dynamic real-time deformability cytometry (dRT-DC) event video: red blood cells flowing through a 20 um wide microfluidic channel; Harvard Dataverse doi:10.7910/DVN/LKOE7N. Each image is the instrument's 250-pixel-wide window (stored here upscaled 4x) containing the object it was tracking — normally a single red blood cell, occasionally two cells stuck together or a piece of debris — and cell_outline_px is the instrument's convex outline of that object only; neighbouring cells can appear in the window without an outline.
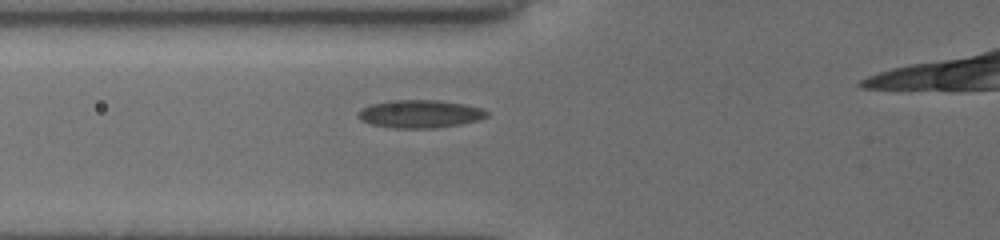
{"species": "common noctule bat (a hibernating species)", "species_latin": "Nyctalus noctula", "temperature_condition": "cold", "stored_images_in_passage": 23, "segment_of_instrument_passage": [1, 2], "camera_frame_rate_fps": 3000, "um_per_image_px": 0.085, "animal": {"sex": "female", "body_mass_g": 19.5, "forearm_length_mm": 54.1}, "frame": {"image": 1, "passage_image": 2, "time_ms": 0.333, "image_size_px": [1000, 240], "cell_outline_px": [[488, 116], [476, 120], [460, 124], [436, 128], [392, 128], [372, 124], [360, 120], [356, 116], [356, 112], [360, 108], [372, 104], [388, 100], [440, 100], [464, 104], [480, 108], [488, 112]], "centroid_in_image_um": [35.63, 9.68], "position_along_channel_um": 90.2, "area_um2": 21.04}}
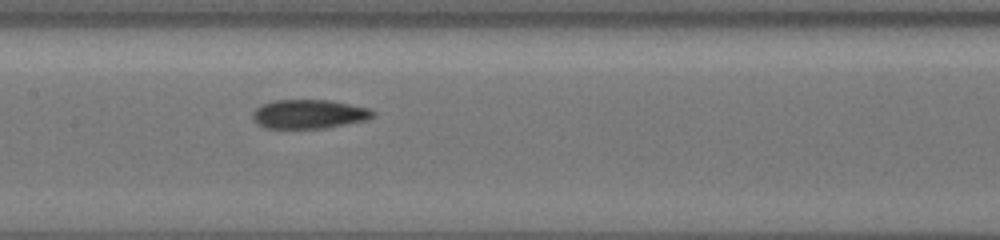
{"frame": {"image": 2, "passage_image": 9, "time_ms": 2.667, "image_size_px": [1000, 240], "cell_outline_px": [[376, 116], [364, 120], [324, 128], [264, 128], [252, 116], [252, 112], [260, 104], [276, 100], [328, 100], [368, 108], [376, 112]], "centroid_in_image_um": [26.25, 9.69], "position_along_channel_um": 181.1, "area_um2": 20.11}}
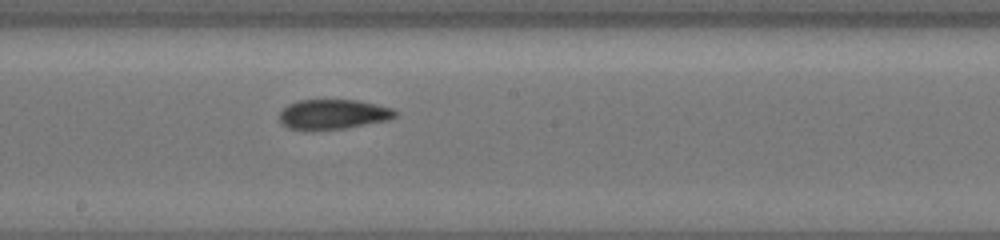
{"frame": {"image": 3, "passage_image": 12, "time_ms": 3.667, "image_size_px": [1000, 240], "cell_outline_px": [[400, 112], [396, 116], [388, 120], [344, 128], [288, 128], [280, 120], [280, 112], [288, 104], [300, 100], [356, 100], [376, 104], [392, 108]], "centroid_in_image_um": [28.38, 9.68], "position_along_channel_um": 219.8, "area_um2": 19.59}}